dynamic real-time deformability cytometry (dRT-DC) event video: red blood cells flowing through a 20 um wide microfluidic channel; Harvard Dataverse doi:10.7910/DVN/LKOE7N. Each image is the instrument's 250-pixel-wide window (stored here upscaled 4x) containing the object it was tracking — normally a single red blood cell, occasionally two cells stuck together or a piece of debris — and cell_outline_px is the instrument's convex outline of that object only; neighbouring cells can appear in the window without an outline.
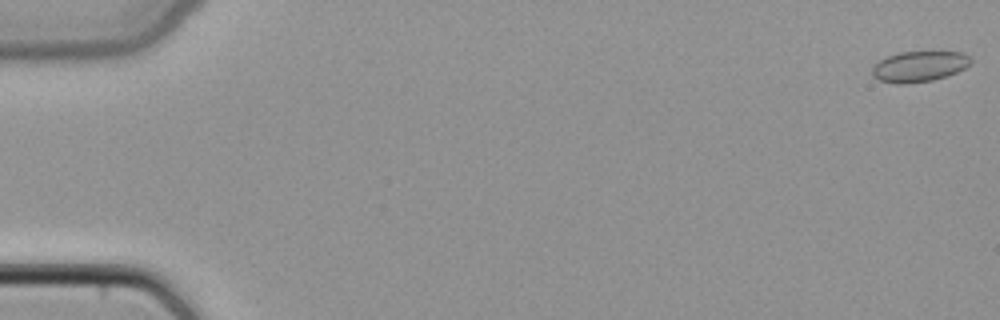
{"species": "common noctule bat (a hibernating species)", "species_latin": "Nyctalus noctula", "temperature_condition": "cold", "stored_images_in_passage": 8, "camera_frame_rate_fps": 3000, "um_per_image_px": 0.085, "animal": {"sex": "female", "body_mass_g": 22.7, "forearm_length_mm": 54.2}, "frame": {"image": 1, "passage_image": 1, "time_ms": 0.0, "image_size_px": [1000, 320], "cell_outline_px": [[972, 64], [948, 76], [932, 80], [908, 84], [896, 84], [880, 80], [872, 76], [872, 68], [884, 56], [900, 52], [964, 52], [972, 56]], "centroid_in_image_um": [78.16, 5.64], "position_along_channel_um": 6.8, "area_um2": 17.86}}